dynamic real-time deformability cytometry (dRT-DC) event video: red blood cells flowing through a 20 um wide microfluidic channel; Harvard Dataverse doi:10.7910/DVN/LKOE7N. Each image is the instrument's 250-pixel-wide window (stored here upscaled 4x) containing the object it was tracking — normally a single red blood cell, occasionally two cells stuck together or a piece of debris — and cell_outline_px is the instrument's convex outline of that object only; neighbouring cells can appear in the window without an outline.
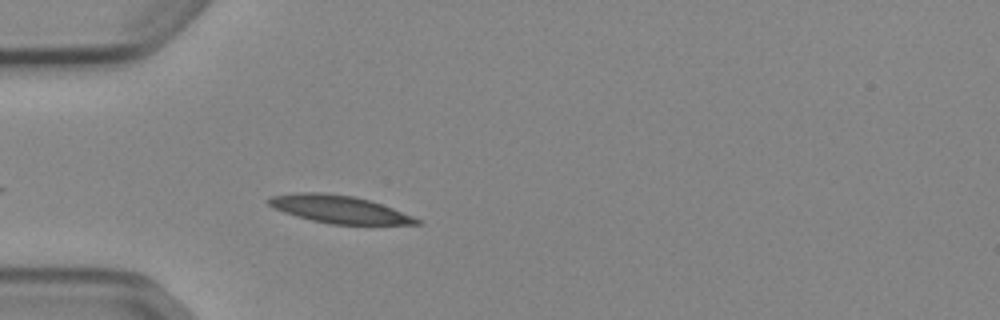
{"species": "Egyptian fruit bat (a non-hibernating species)", "species_latin": "Rousettus aegyptiacus", "temperature_condition": "cold", "stored_images_in_passage": 35, "camera_frame_rate_fps": 3000, "um_per_image_px": 0.085, "animal": {"sex": "female"}, "frame": {"image": 1, "passage_image": 1, "time_ms": 0.0, "image_size_px": [1000, 320], "cell_outline_px": [[424, 224], [332, 224], [312, 220], [296, 216], [272, 208], [264, 200], [272, 196], [296, 192], [320, 192], [352, 196], [368, 200], [392, 208], [412, 216], [420, 220]], "centroid_in_image_um": [28.76, 17.78], "position_along_channel_um": 56.2, "area_um2": 23.58}}
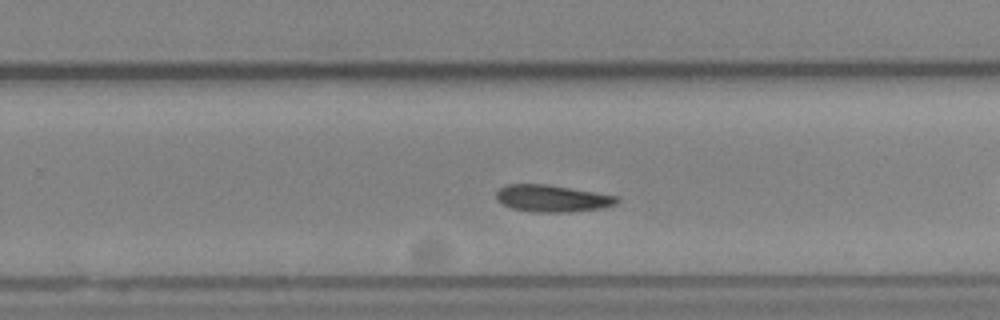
{"frame": {"image": 2, "passage_image": 16, "time_ms": 5.0, "image_size_px": [1000, 320], "cell_outline_px": [[620, 200], [616, 204], [604, 208], [568, 212], [532, 212], [512, 208], [496, 200], [496, 192], [504, 184], [548, 184], [620, 196]], "centroid_in_image_um": [46.97, 16.86], "position_along_channel_um": 282.8, "area_um2": 19.19}}